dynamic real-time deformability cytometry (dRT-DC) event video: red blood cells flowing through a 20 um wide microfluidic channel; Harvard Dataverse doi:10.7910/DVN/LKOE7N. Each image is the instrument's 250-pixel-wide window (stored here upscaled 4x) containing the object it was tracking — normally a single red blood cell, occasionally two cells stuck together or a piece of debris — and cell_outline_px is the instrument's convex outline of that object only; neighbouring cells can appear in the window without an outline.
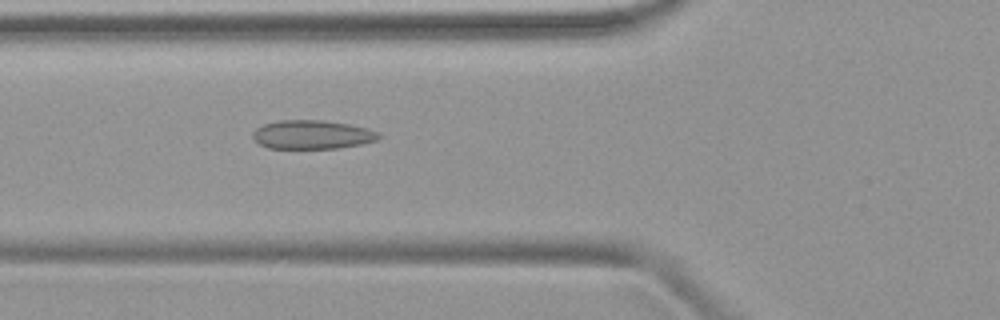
{"species": "common noctule bat (a hibernating species)", "species_latin": "Nyctalus noctula", "temperature_condition": "warm", "stored_images_in_passage": 32, "camera_frame_rate_fps": 3000, "um_per_image_px": 0.085, "animal": {"sex": "female", "body_mass_g": 19.9}, "frame": {"image": 1, "passage_image": 8, "time_ms": 2.333, "image_size_px": [1000, 320], "cell_outline_px": [[384, 136], [380, 140], [360, 144], [336, 148], [268, 148], [260, 144], [252, 136], [252, 132], [256, 128], [264, 124], [280, 120], [324, 120], [348, 124], [368, 128], [380, 132]], "centroid_in_image_um": [26.59, 11.44], "position_along_channel_um": 99.2, "area_um2": 21.27}}
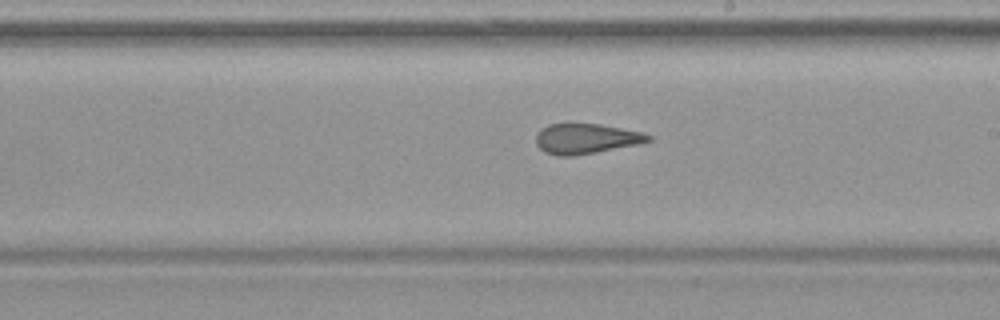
{"frame": {"image": 2, "passage_image": 18, "time_ms": 5.667, "image_size_px": [1000, 320], "cell_outline_px": [[652, 140], [640, 144], [576, 156], [556, 156], [544, 152], [536, 144], [536, 136], [540, 128], [548, 124], [568, 120], [600, 124], [640, 132], [652, 136]], "centroid_in_image_um": [49.75, 11.75], "position_along_channel_um": 239.3, "area_um2": 20.58}}
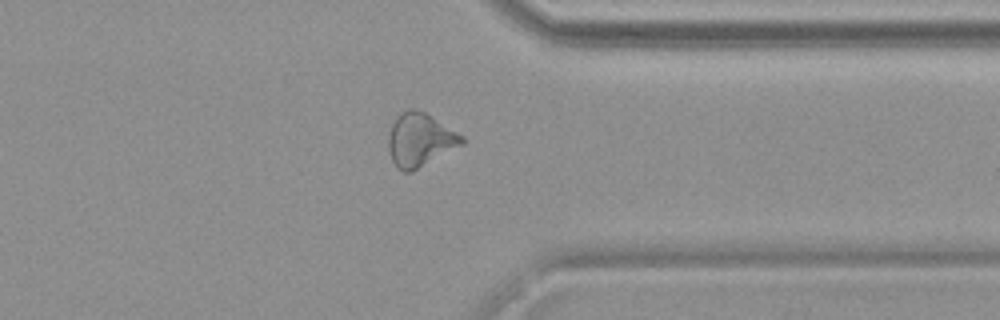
{"frame": {"image": 3, "passage_image": 28, "time_ms": 9.0, "image_size_px": [1000, 320], "cell_outline_px": [[464, 144], [412, 172], [404, 172], [396, 168], [392, 160], [388, 148], [388, 132], [396, 116], [400, 112], [408, 108], [416, 108], [424, 112], [464, 136]], "centroid_in_image_um": [35.67, 11.89], "position_along_channel_um": 375.7, "area_um2": 23.06}}